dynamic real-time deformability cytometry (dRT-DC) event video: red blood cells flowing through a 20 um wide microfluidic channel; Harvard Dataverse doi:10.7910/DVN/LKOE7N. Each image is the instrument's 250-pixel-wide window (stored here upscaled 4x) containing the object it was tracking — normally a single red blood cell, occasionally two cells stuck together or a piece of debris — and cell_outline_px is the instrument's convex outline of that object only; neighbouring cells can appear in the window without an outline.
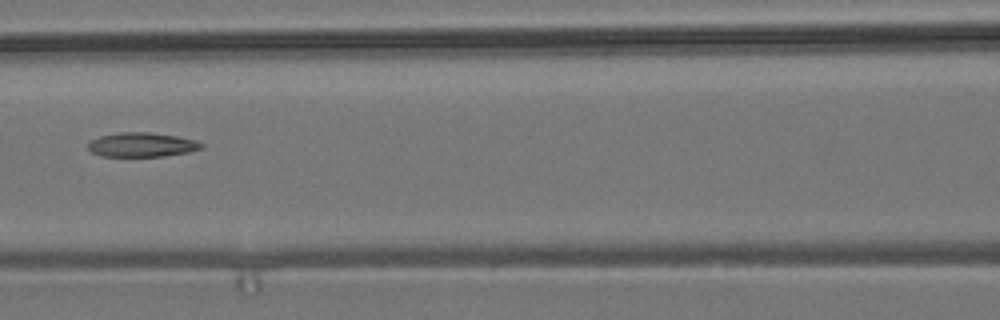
{"species": "common noctule bat (a hibernating species)", "species_latin": "Nyctalus noctula", "temperature_condition": "room temperature", "stored_images_in_passage": 6, "camera_frame_rate_fps": 3000, "um_per_image_px": 0.085, "animal": {"sex": "male", "body_mass_g": 19.2, "forearm_length_mm": 51.8}, "frame": {"image": 1, "passage_image": 4, "time_ms": 1.0, "image_size_px": [1000, 320], "cell_outline_px": [[204, 148], [188, 152], [164, 156], [100, 156], [92, 152], [88, 148], [88, 144], [92, 140], [100, 136], [120, 132], [148, 132], [176, 136], [196, 140], [204, 144]], "centroid_in_image_um": [12.08, 12.3], "position_along_channel_um": 154.5, "area_um2": 16.01}}
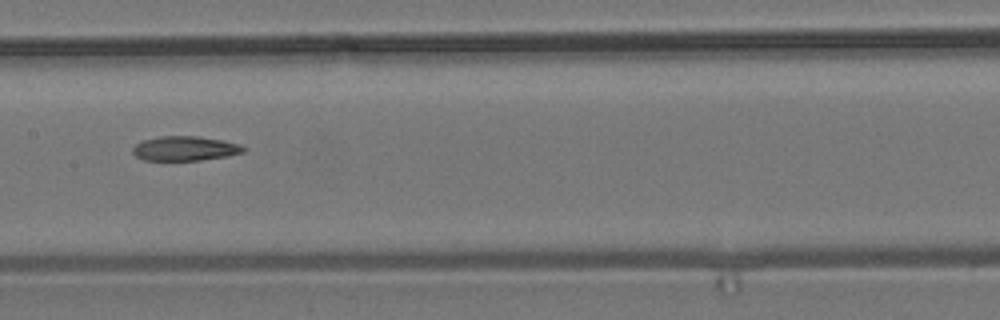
{"frame": {"image": 2, "passage_image": 5, "time_ms": 1.333, "image_size_px": [1000, 320], "cell_outline_px": [[248, 148], [244, 152], [228, 156], [200, 160], [144, 160], [136, 156], [132, 152], [132, 148], [136, 144], [144, 140], [160, 136], [200, 136], [240, 144]], "centroid_in_image_um": [15.75, 12.62], "position_along_channel_um": 191.7, "area_um2": 15.84}}
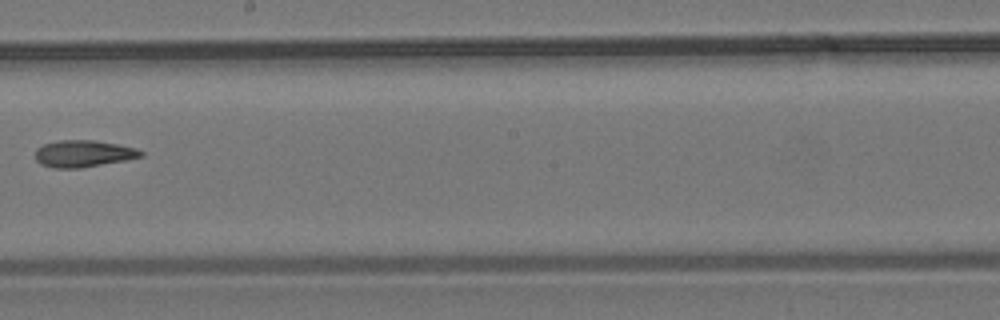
{"frame": {"image": 3, "passage_image": 6, "time_ms": 1.667, "image_size_px": [1000, 320], "cell_outline_px": [[144, 156], [124, 160], [80, 168], [52, 168], [40, 164], [36, 160], [36, 148], [44, 144], [60, 140], [96, 140], [136, 148], [144, 152]], "centroid_in_image_um": [7.07, 13.06], "position_along_channel_um": 241.1, "area_um2": 16.47}}